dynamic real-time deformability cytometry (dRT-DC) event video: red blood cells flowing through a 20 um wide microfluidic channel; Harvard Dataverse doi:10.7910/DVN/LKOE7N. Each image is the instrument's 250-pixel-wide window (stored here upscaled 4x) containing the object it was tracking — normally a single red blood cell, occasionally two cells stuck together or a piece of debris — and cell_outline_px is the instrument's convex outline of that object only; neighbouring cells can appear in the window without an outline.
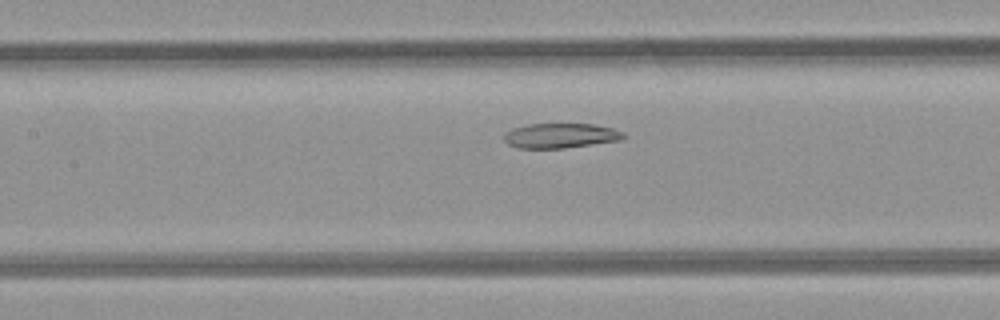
{"species": "common noctule bat (a hibernating species)", "species_latin": "Nyctalus noctula", "temperature_condition": "room temperature", "stored_images_in_passage": 29, "camera_frame_rate_fps": 3000, "um_per_image_px": 0.085, "animal": {"sex": "female", "body_mass_g": 21.9}, "frame": {"image": 1, "passage_image": 12, "time_ms": 3.667, "image_size_px": [1000, 320], "cell_outline_px": [[624, 136], [620, 140], [564, 148], [520, 148], [508, 144], [504, 140], [504, 132], [512, 128], [528, 124], [592, 124], [612, 128], [624, 132]], "centroid_in_image_um": [47.6, 11.52], "position_along_channel_um": 159.8, "area_um2": 17.17}}
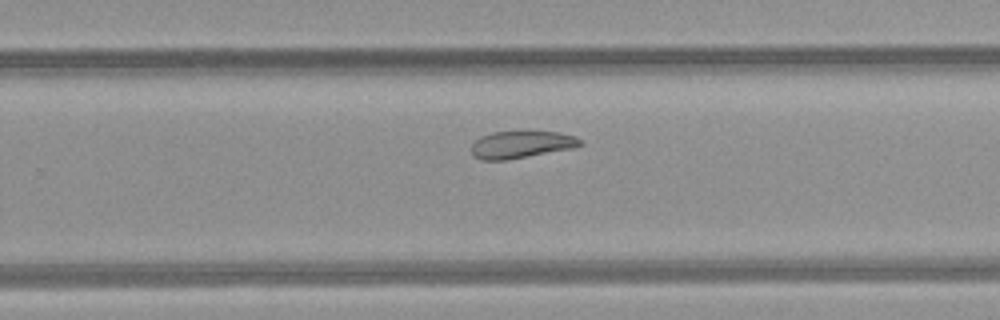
{"frame": {"image": 2, "passage_image": 21, "time_ms": 6.667, "image_size_px": [1000, 320], "cell_outline_px": [[584, 144], [572, 148], [504, 160], [480, 160], [472, 156], [472, 144], [480, 136], [492, 132], [560, 132], [576, 136], [584, 140]], "centroid_in_image_um": [44.32, 12.28], "position_along_channel_um": 285.5, "area_um2": 17.17}}
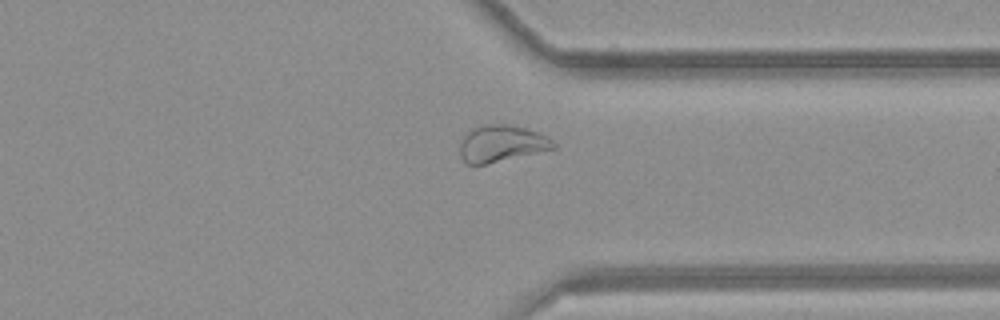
{"frame": {"image": 3, "passage_image": 27, "time_ms": 8.667, "image_size_px": [1000, 320], "cell_outline_px": [[556, 148], [484, 164], [464, 164], [460, 156], [460, 140], [472, 128], [480, 124], [508, 124], [524, 128], [536, 132], [552, 140], [556, 144]], "centroid_in_image_um": [42.57, 12.2], "position_along_channel_um": 368.8, "area_um2": 19.83}}